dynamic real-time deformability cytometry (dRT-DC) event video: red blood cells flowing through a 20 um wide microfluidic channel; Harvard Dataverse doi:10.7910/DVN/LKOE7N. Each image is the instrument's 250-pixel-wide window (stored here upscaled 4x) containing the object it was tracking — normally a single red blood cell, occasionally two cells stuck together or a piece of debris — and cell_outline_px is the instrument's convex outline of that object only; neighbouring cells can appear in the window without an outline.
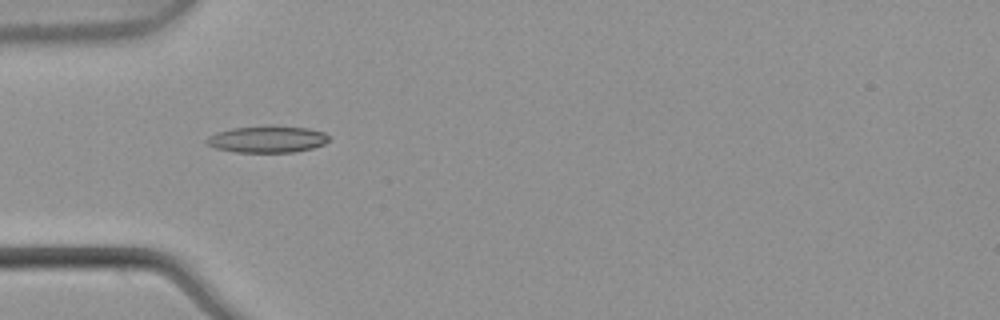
{"species": "common noctule bat (a hibernating species)", "species_latin": "Nyctalus noctula", "temperature_condition": "warm", "stored_images_in_passage": 5, "camera_frame_rate_fps": 3000, "um_per_image_px": 0.085, "animal": {"sex": "male", "body_mass_g": 21.5, "forearm_length_mm": 52.0}, "frame": {"image": 1, "passage_image": 5, "time_ms": 1.333, "image_size_px": [1000, 320], "cell_outline_px": [[332, 140], [324, 144], [312, 148], [292, 152], [236, 152], [216, 148], [208, 144], [204, 140], [208, 136], [232, 128], [272, 124], [308, 128], [324, 132]], "centroid_in_image_um": [22.76, 11.81], "position_along_channel_um": 62.2, "area_um2": 19.31}}